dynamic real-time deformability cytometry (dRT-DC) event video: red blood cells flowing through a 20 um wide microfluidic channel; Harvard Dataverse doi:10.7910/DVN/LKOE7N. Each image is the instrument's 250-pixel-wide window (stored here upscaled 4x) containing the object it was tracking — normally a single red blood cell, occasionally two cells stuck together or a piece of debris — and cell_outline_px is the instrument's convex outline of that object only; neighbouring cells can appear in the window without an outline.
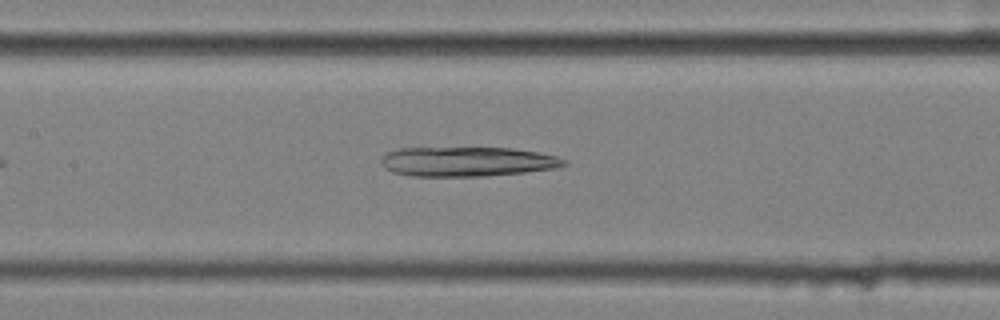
{"species": "common noctule bat (a hibernating species)", "species_latin": "Nyctalus noctula", "temperature_condition": "cold", "stored_images_in_passage": 42, "camera_frame_rate_fps": 3000, "um_per_image_px": 0.085, "animal": {"sex": "female", "body_mass_g": 25.1}, "frame": {"image": 1, "passage_image": 13, "time_ms": 4.0, "image_size_px": [1000, 320], "cell_outline_px": [[568, 164], [556, 168], [524, 172], [484, 176], [412, 176], [392, 172], [384, 168], [380, 160], [388, 152], [400, 148], [512, 148], [536, 152], [556, 156], [568, 160]], "centroid_in_image_um": [39.72, 13.74], "position_along_channel_um": 167.7, "area_um2": 31.5}}
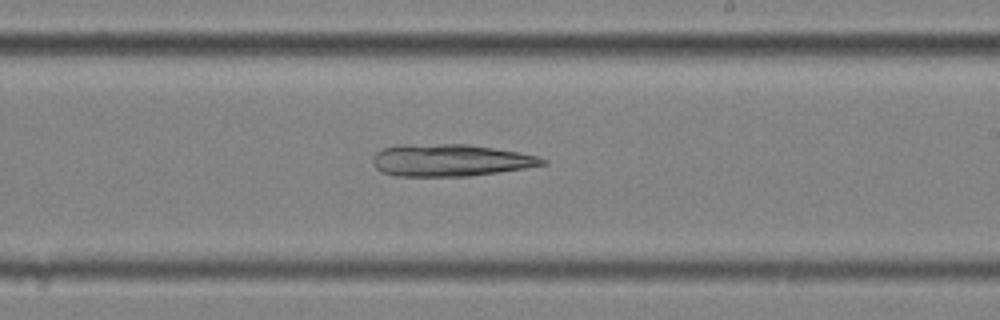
{"frame": {"image": 2, "passage_image": 20, "time_ms": 6.333, "image_size_px": [1000, 320], "cell_outline_px": [[548, 164], [524, 168], [468, 176], [396, 176], [380, 172], [372, 164], [372, 160], [376, 152], [384, 148], [404, 144], [468, 144], [516, 152], [536, 156], [548, 160]], "centroid_in_image_um": [38.23, 13.62], "position_along_channel_um": 250.8, "area_um2": 31.62}}
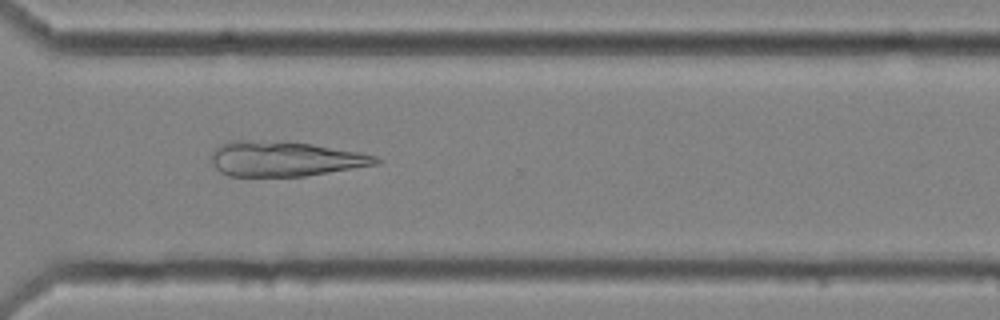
{"frame": {"image": 3, "passage_image": 28, "time_ms": 9.0, "image_size_px": [1000, 320], "cell_outline_px": [[380, 164], [304, 176], [228, 176], [220, 172], [212, 164], [212, 152], [220, 144], [232, 140], [284, 140], [312, 144], [360, 152], [376, 156], [380, 160]], "centroid_in_image_um": [24.2, 13.48], "position_along_channel_um": 346.4, "area_um2": 33.87}}